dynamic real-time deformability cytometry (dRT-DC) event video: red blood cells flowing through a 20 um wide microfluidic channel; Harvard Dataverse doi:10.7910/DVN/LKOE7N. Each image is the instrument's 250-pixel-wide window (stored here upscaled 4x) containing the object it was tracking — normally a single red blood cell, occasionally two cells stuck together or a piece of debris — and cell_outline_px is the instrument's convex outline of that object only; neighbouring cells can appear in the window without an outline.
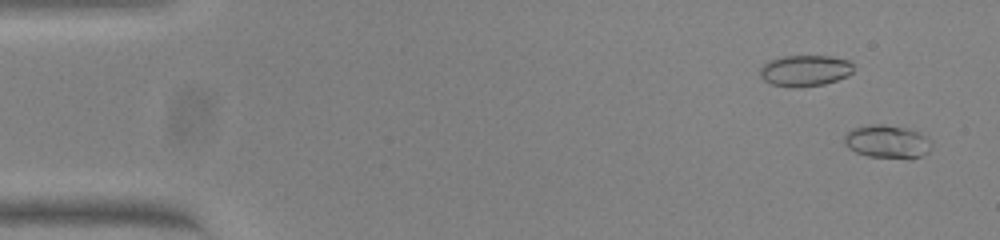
{"species": "common noctule bat (a hibernating species)", "species_latin": "Nyctalus noctula", "temperature_condition": "warm", "stored_images_in_passage": 54, "camera_frame_rate_fps": 3000, "um_per_image_px": 0.085, "animal": {"sex": "female", "body_mass_g": 23.0, "forearm_length_mm": 53.4}, "frame": {"image": 1, "passage_image": 2, "time_ms": 0.333, "image_size_px": [1000, 240], "cell_outline_px": [[932, 148], [928, 152], [920, 156], [908, 160], [868, 156], [856, 152], [848, 148], [844, 144], [844, 136], [852, 128], [872, 124], [884, 124], [908, 128], [924, 136], [932, 144]], "centroid_in_image_um": [75.4, 12.06], "position_along_channel_um": 9.6, "area_um2": 17.05}}
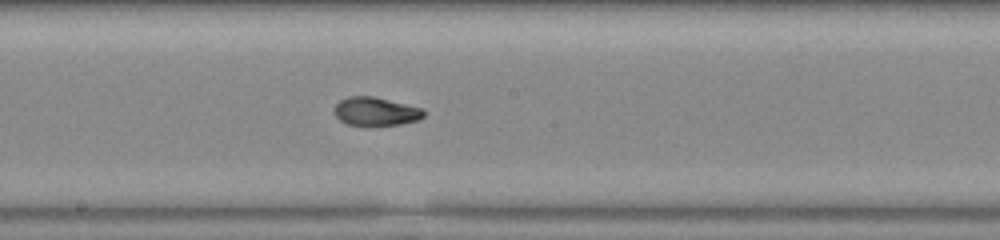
{"frame": {"image": 2, "passage_image": 29, "time_ms": 9.333, "image_size_px": [1000, 240], "cell_outline_px": [[424, 116], [420, 120], [400, 124], [348, 124], [340, 120], [336, 116], [336, 104], [340, 100], [348, 96], [372, 96], [424, 108]], "centroid_in_image_um": [31.98, 9.45], "position_along_channel_um": 216.2, "area_um2": 14.51}}
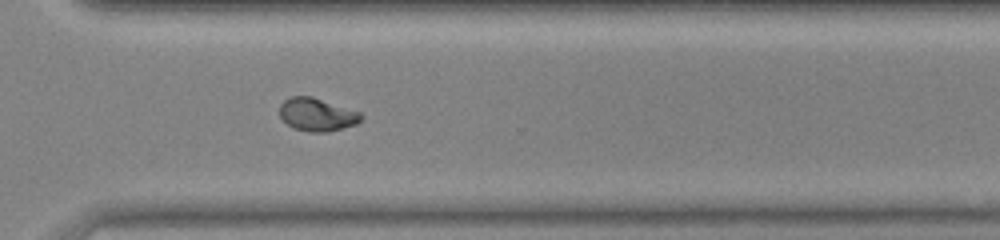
{"frame": {"image": 3, "passage_image": 39, "time_ms": 12.667, "image_size_px": [1000, 240], "cell_outline_px": [[364, 116], [356, 124], [328, 132], [308, 132], [292, 128], [280, 116], [280, 104], [284, 100], [292, 96], [312, 96], [360, 112]], "centroid_in_image_um": [26.94, 9.74], "position_along_channel_um": 343.7, "area_um2": 15.66}, "authors_computed_cell_mechanics": {"area_um2": 15.4326, "velocity_mm_per_s": 3.8271, "shape_relaxation_time_tau1_ms": 7.2219, "shape_relaxation_time_tau2_ms": null, "deformation_change_tau1": 0.2657, "deformation_change_tau2": null}}